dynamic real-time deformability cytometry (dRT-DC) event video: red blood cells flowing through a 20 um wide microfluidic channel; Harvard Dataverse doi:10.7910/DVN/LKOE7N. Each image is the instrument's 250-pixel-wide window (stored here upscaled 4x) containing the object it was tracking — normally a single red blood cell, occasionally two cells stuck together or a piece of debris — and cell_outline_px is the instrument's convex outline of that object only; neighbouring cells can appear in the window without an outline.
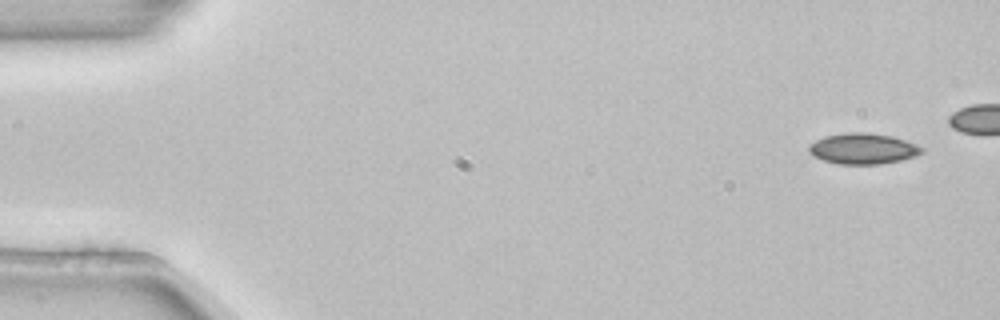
{"species": "common noctule bat (a hibernating species)", "species_latin": "Nyctalus noctula", "temperature_condition": "room temperature", "stored_images_in_passage": 7, "camera_frame_rate_fps": 3000, "um_per_image_px": 0.085, "animal": {"sex": "female", "body_mass_g": 22.7, "forearm_length_mm": 54.2}, "frame": {"image": 1, "passage_image": 1, "time_ms": 0.0, "image_size_px": [1000, 320], "cell_outline_px": [[924, 152], [916, 156], [900, 160], [880, 164], [840, 164], [824, 160], [812, 156], [808, 152], [808, 144], [824, 136], [848, 132], [864, 132], [892, 136], [916, 144], [924, 148]], "centroid_in_image_um": [73.34, 12.63], "position_along_channel_um": 11.7, "area_um2": 20.35}}